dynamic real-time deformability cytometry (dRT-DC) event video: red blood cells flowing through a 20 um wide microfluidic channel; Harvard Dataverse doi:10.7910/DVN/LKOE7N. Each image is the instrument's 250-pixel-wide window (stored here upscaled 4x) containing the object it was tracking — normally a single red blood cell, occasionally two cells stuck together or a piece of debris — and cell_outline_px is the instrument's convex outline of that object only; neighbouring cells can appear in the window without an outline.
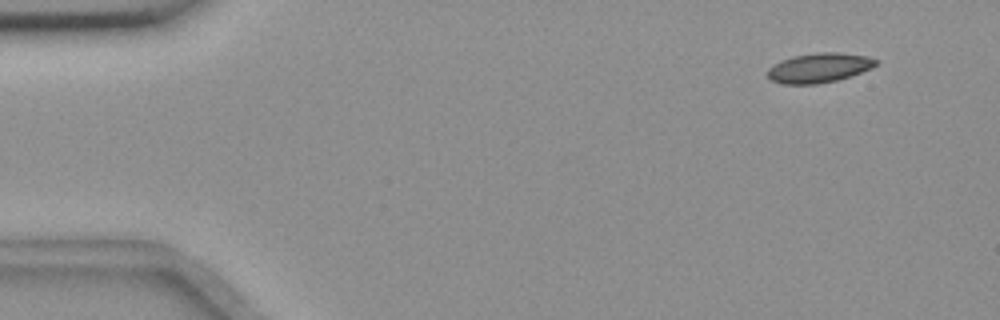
{"species": "common noctule bat (a hibernating species)", "species_latin": "Nyctalus noctula", "temperature_condition": "room temperature", "stored_images_in_passage": 5, "camera_frame_rate_fps": 3000, "um_per_image_px": 0.085, "animal": {"sex": "female", "body_mass_g": 18.4}, "frame": {"image": 1, "passage_image": 1, "time_ms": 0.0, "image_size_px": [1000, 320], "cell_outline_px": [[880, 60], [872, 68], [836, 80], [816, 84], [784, 84], [772, 80], [768, 76], [768, 68], [772, 64], [780, 60], [792, 56], [816, 52], [840, 52], [868, 56]], "centroid_in_image_um": [69.61, 5.74], "position_along_channel_um": 15.4, "area_um2": 18.73}}